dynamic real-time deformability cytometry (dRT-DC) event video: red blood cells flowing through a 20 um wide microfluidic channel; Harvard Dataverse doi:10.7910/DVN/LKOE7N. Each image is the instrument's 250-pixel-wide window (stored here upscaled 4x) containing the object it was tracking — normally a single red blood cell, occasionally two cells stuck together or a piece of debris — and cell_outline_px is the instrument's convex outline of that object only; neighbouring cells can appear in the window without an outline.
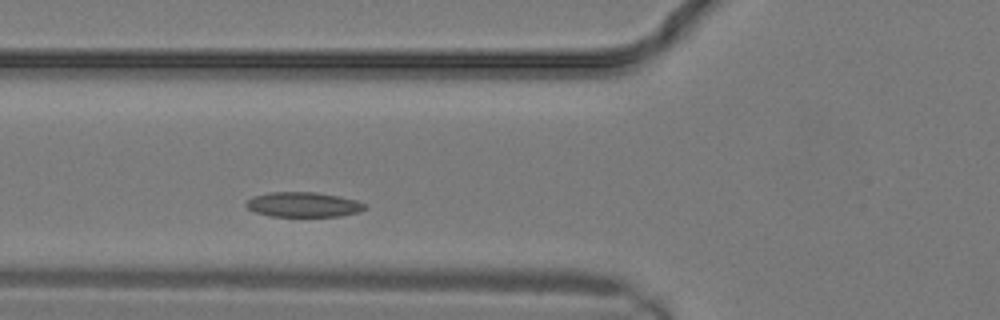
{"species": "common noctule bat (a hibernating species)", "species_latin": "Nyctalus noctula", "temperature_condition": "warm", "stored_images_in_passage": 2, "camera_frame_rate_fps": 3000, "um_per_image_px": 0.085, "animal": {"sex": "male", "body_mass_g": 19.2, "forearm_length_mm": 51.8}, "frame": {"image": 1, "passage_image": 2, "time_ms": 0.333, "image_size_px": [1000, 320], "cell_outline_px": [[368, 208], [356, 212], [340, 216], [272, 216], [256, 212], [248, 208], [244, 204], [252, 196], [268, 192], [316, 192], [340, 196], [356, 200], [368, 204]], "centroid_in_image_um": [25.8, 17.38], "position_along_channel_um": 100.0, "area_um2": 17.28}}